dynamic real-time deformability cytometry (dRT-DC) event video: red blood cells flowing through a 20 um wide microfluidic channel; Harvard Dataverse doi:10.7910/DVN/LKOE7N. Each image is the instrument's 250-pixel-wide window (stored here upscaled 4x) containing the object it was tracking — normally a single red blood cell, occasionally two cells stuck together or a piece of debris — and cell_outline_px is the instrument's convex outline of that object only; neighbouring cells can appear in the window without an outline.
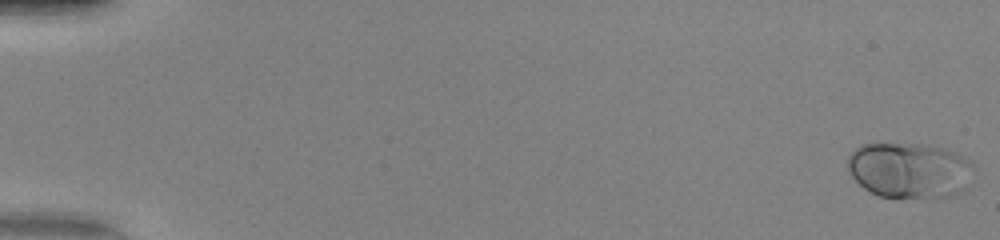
{"species": "human", "species_latin": "Homo sapiens", "temperature_condition": "warm", "stored_images_in_passage": 51, "camera_frame_rate_fps": 3000, "um_per_image_px": 0.085, "donor": {"sex": "female"}, "frame": {"image": 1, "passage_image": 1, "time_ms": 0.0, "image_size_px": [1000, 240], "cell_outline_px": [[976, 168], [968, 188], [964, 192], [944, 200], [928, 200], [880, 196], [864, 188], [848, 172], [848, 156], [860, 144], [876, 140], [928, 144], [944, 148], [968, 160]], "centroid_in_image_um": [77.35, 14.48], "position_along_channel_um": 7.7, "area_um2": 43.06}}
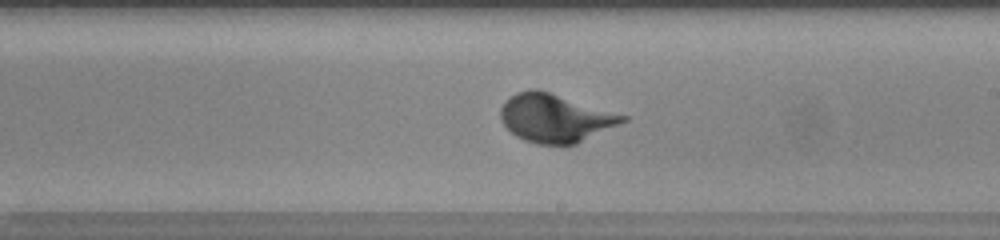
{"frame": {"image": 2, "passage_image": 31, "time_ms": 10.0, "image_size_px": [1000, 240], "cell_outline_px": [[628, 120], [576, 144], [536, 144], [524, 140], [516, 136], [500, 120], [500, 108], [504, 100], [516, 92], [528, 88], [536, 88], [628, 116]], "centroid_in_image_um": [47.15, 10.02], "position_along_channel_um": 241.8, "area_um2": 34.28}}
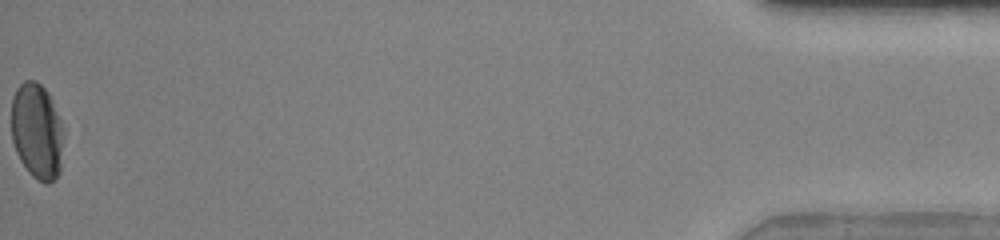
{"frame": {"image": 3, "passage_image": 51, "time_ms": 16.667, "image_size_px": [1000, 240], "cell_outline_px": [[64, 132], [60, 172], [48, 184], [44, 184], [36, 180], [28, 172], [20, 160], [16, 152], [12, 140], [12, 96], [16, 88], [24, 80], [36, 80], [48, 92], [52, 100], [60, 120]], "centroid_in_image_um": [3.14, 11.16], "position_along_channel_um": 432.1, "area_um2": 29.48}}